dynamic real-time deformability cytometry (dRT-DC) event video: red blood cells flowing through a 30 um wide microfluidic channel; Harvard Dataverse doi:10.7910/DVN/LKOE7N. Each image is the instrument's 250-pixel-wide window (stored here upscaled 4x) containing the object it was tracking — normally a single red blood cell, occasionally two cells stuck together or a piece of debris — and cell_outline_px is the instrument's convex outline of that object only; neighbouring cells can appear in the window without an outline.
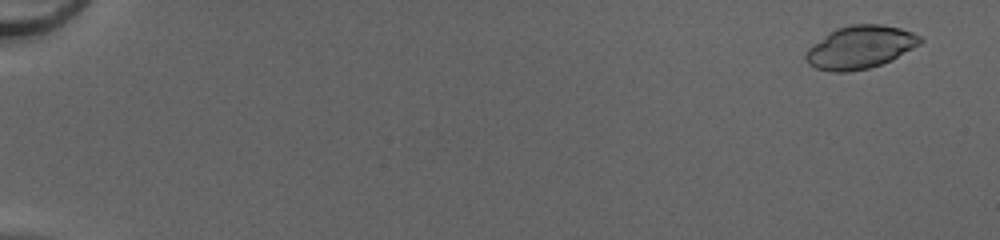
{"species": "common noctule bat (a hibernating species)", "species_latin": "Nyctalus noctula", "temperature_condition": "cold", "stored_images_in_passage": 51, "camera_frame_rate_fps": 3000, "um_per_image_px": 0.085, "animal": {"sex": "female", "body_mass_g": 20.0, "forearm_length_mm": 54.0}, "frame": {"image": 1, "passage_image": 3, "time_ms": 0.667, "image_size_px": [1000, 240], "cell_outline_px": [[924, 40], [920, 44], [892, 60], [868, 68], [848, 72], [832, 72], [816, 68], [808, 64], [804, 60], [804, 52], [808, 48], [828, 32], [836, 28], [852, 24], [880, 24], [900, 28], [912, 32], [920, 36]], "centroid_in_image_um": [73.08, 4.01], "position_along_channel_um": 11.9, "area_um2": 28.73}}
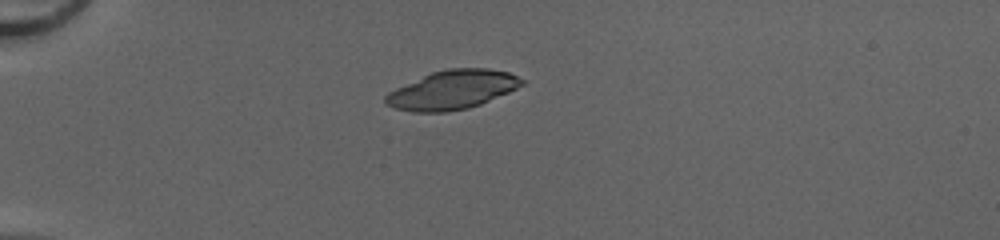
{"frame": {"image": 2, "passage_image": 16, "time_ms": 5.0, "image_size_px": [1000, 240], "cell_outline_px": [[524, 84], [508, 92], [480, 104], [468, 108], [448, 112], [412, 112], [392, 108], [384, 104], [384, 96], [388, 92], [396, 88], [432, 72], [448, 68], [488, 68], [508, 72], [524, 80]], "centroid_in_image_um": [38.41, 7.64], "position_along_channel_um": 46.6, "area_um2": 30.87}}